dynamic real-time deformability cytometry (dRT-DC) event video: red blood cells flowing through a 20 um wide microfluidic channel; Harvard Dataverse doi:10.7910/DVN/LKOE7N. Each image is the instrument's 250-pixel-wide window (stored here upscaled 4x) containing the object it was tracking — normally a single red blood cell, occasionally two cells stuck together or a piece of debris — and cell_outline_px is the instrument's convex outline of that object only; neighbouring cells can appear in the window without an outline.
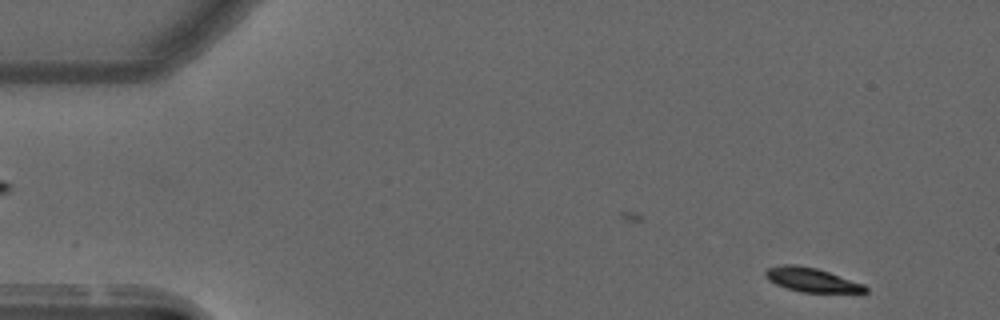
{"species": "common noctule bat (a hibernating species)", "species_latin": "Nyctalus noctula", "temperature_condition": "warm", "stored_images_in_passage": 43, "camera_frame_rate_fps": 3000, "um_per_image_px": 0.085, "animal": {"sex": "male", "forearm_length_mm": 52.5}, "frame": {"image": 1, "passage_image": 3, "time_ms": 0.667, "image_size_px": [1000, 320], "cell_outline_px": [[868, 292], [800, 292], [776, 284], [768, 280], [764, 276], [764, 272], [768, 268], [784, 264], [796, 264], [816, 268], [864, 284], [868, 288]], "centroid_in_image_um": [68.96, 23.78], "position_along_channel_um": 16.0, "area_um2": 13.87}}
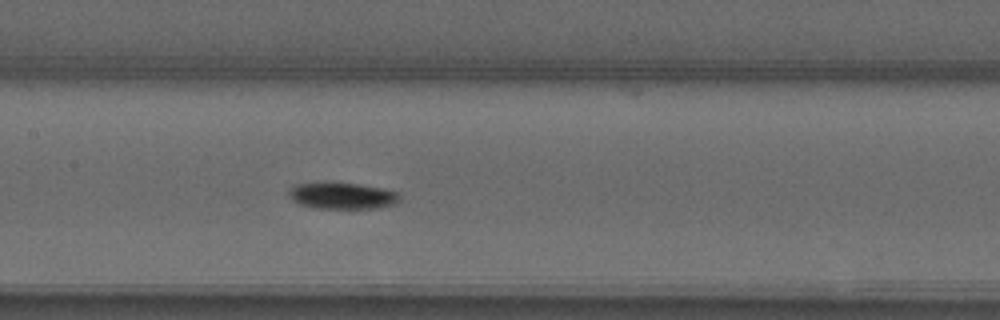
{"frame": {"image": 2, "passage_image": 25, "time_ms": 8.0, "image_size_px": [1000, 320], "cell_outline_px": [[400, 200], [396, 204], [380, 208], [316, 208], [300, 204], [292, 200], [288, 196], [288, 192], [296, 184], [320, 180], [360, 184], [384, 188], [396, 192], [400, 196]], "centroid_in_image_um": [29.07, 16.61], "position_along_channel_um": 178.3, "area_um2": 17.69}}
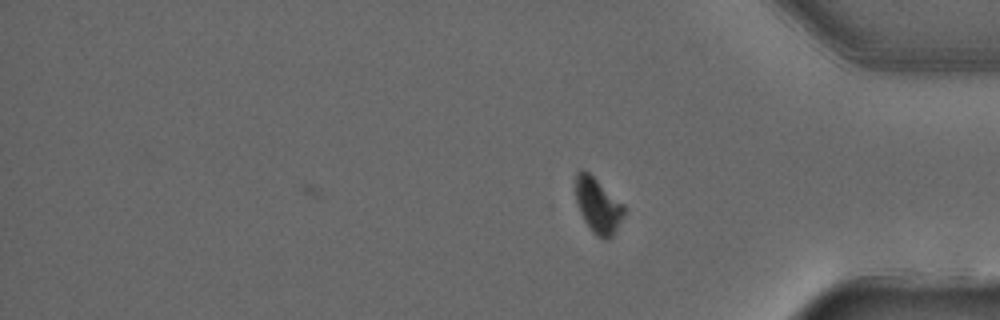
{"frame": {"image": 3, "passage_image": 43, "time_ms": 14.0, "image_size_px": [1000, 320], "cell_outline_px": [[624, 216], [612, 236], [608, 240], [604, 240], [596, 236], [592, 232], [584, 220], [580, 212], [576, 200], [576, 172], [588, 172], [624, 204]], "centroid_in_image_um": [50.84, 17.52], "position_along_channel_um": 384.4, "area_um2": 15.37}, "authors_computed_cell_mechanics": {"area_um2": 17.051, "velocity_mm_per_s": 3.6822, "shape_relaxation_time_tau1_ms": 5.3768, "shape_relaxation_time_tau2_ms": null, "deformation_change_tau1": 0.1528, "deformation_change_tau2": null}}